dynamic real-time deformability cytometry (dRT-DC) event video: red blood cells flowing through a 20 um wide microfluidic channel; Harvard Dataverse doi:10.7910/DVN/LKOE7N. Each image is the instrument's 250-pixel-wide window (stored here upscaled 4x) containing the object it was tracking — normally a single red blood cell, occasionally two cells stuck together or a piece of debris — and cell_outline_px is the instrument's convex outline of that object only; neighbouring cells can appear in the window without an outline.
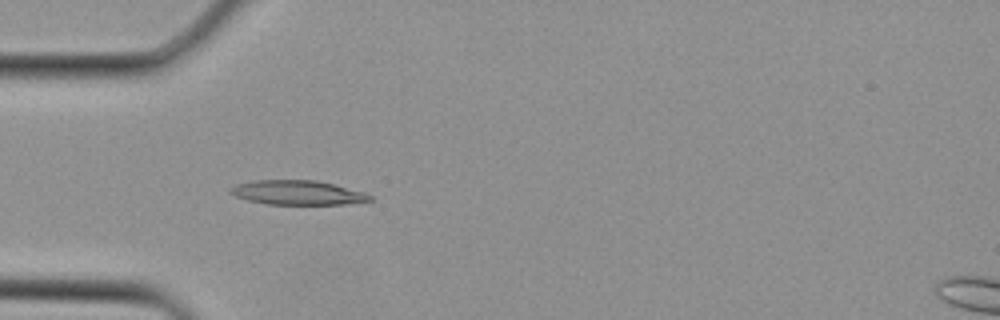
{"species": "Egyptian fruit bat (a non-hibernating species)", "species_latin": "Rousettus aegyptiacus", "temperature_condition": "cold", "stored_images_in_passage": 3, "camera_frame_rate_fps": 3000, "um_per_image_px": 0.085, "animal": {"sex": "female"}, "frame": {"image": 1, "passage_image": 3, "time_ms": 0.667, "image_size_px": [1000, 320], "cell_outline_px": [[372, 200], [348, 204], [268, 204], [248, 200], [236, 196], [228, 192], [228, 188], [236, 184], [252, 180], [316, 180], [364, 192], [372, 196]], "centroid_in_image_um": [25.26, 16.37], "position_along_channel_um": 59.7, "area_um2": 19.77}}